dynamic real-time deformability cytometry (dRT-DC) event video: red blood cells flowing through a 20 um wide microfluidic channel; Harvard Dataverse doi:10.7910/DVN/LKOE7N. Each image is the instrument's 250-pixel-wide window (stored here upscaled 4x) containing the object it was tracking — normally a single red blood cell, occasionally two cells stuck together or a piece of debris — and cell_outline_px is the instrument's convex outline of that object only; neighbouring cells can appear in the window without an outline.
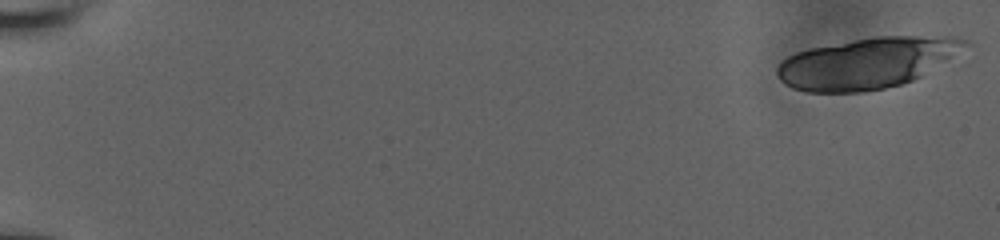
{"species": "human", "species_latin": "Homo sapiens", "temperature_condition": "room temperature", "stored_images_in_passage": 23, "camera_frame_rate_fps": 3000, "um_per_image_px": 0.085, "donor": {"sex": "male"}, "frame": {"image": 1, "passage_image": 1, "time_ms": 0.0, "image_size_px": [1000, 240], "cell_outline_px": [[972, 44], [920, 76], [912, 80], [900, 84], [884, 88], [860, 92], [808, 92], [792, 88], [784, 84], [780, 80], [776, 72], [776, 68], [788, 56], [796, 52], [812, 48], [876, 36], [948, 36], [964, 40]], "centroid_in_image_um": [73.66, 5.36], "position_along_channel_um": 11.3, "area_um2": 54.97}}
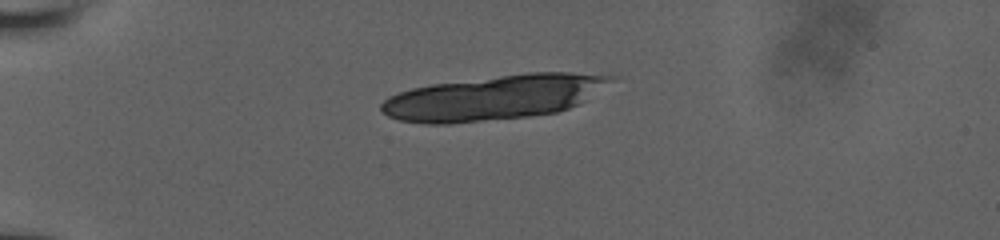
{"frame": {"image": 2, "passage_image": 15, "time_ms": 4.667, "image_size_px": [1000, 240], "cell_outline_px": [[616, 80], [580, 104], [556, 112], [532, 116], [448, 124], [424, 124], [400, 120], [388, 116], [380, 108], [380, 104], [388, 96], [412, 88], [432, 84], [528, 72], [568, 72], [616, 76]], "centroid_in_image_um": [42.01, 8.28], "position_along_channel_um": 43.0, "area_um2": 59.88}}